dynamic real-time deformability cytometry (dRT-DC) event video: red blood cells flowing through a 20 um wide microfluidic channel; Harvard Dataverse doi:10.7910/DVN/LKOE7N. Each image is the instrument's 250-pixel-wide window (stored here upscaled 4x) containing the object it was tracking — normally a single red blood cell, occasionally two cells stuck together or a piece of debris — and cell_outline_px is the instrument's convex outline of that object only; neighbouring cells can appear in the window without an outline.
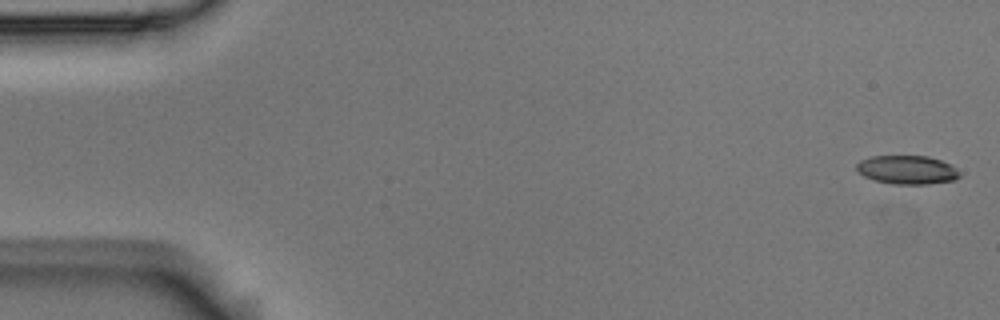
{"species": "Egyptian fruit bat (a non-hibernating species)", "species_latin": "Rousettus aegyptiacus", "temperature_condition": "room temperature", "stored_images_in_passage": 7, "camera_frame_rate_fps": 3000, "um_per_image_px": 0.085, "animal": {"sex": "male"}, "frame": {"image": 1, "passage_image": 1, "time_ms": 0.0, "image_size_px": [1000, 320], "cell_outline_px": [[960, 176], [952, 180], [928, 184], [892, 184], [876, 180], [864, 176], [856, 168], [856, 164], [860, 160], [872, 156], [928, 156], [940, 160], [956, 168]], "centroid_in_image_um": [77.08, 14.43], "position_along_channel_um": 7.9, "area_um2": 16.99}}
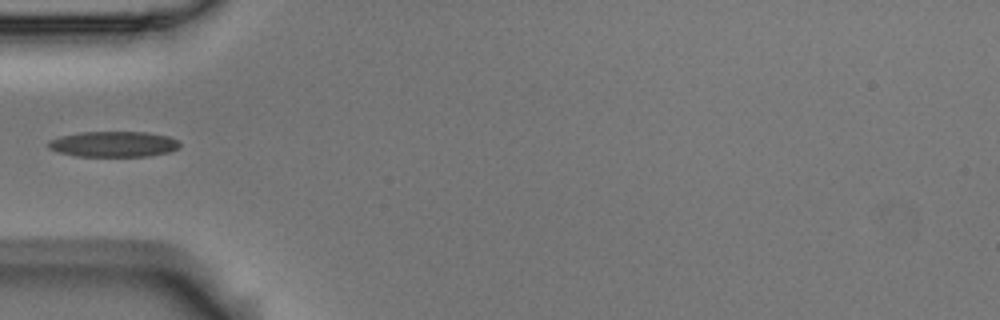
{"frame": {"image": 2, "passage_image": 6, "time_ms": 1.667, "image_size_px": [1000, 320], "cell_outline_px": [[180, 148], [168, 152], [148, 156], [76, 156], [56, 152], [48, 148], [48, 140], [60, 136], [80, 132], [148, 132], [168, 136], [176, 140], [180, 144]], "centroid_in_image_um": [9.62, 12.25], "position_along_channel_um": 75.4, "area_um2": 19.71}}
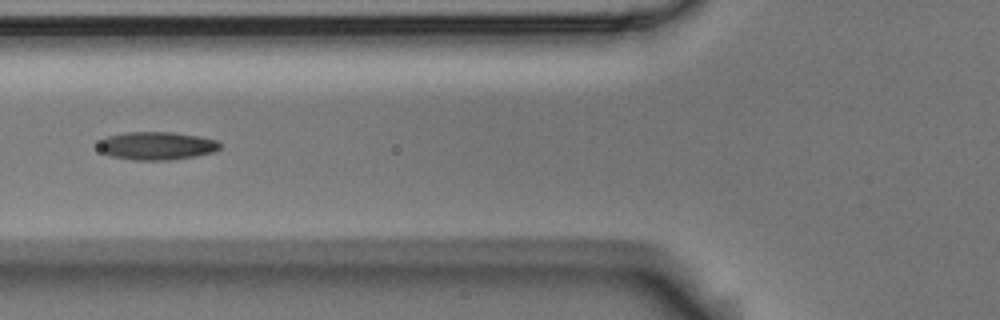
{"frame": {"image": 3, "passage_image": 7, "time_ms": 2.0, "image_size_px": [1000, 320], "cell_outline_px": [[220, 148], [216, 152], [196, 156], [168, 160], [132, 160], [112, 156], [100, 152], [96, 148], [96, 144], [100, 140], [108, 136], [128, 132], [172, 132], [200, 136], [216, 140], [220, 144]], "centroid_in_image_um": [13.29, 12.39], "position_along_channel_um": 112.5, "area_um2": 20.11}}